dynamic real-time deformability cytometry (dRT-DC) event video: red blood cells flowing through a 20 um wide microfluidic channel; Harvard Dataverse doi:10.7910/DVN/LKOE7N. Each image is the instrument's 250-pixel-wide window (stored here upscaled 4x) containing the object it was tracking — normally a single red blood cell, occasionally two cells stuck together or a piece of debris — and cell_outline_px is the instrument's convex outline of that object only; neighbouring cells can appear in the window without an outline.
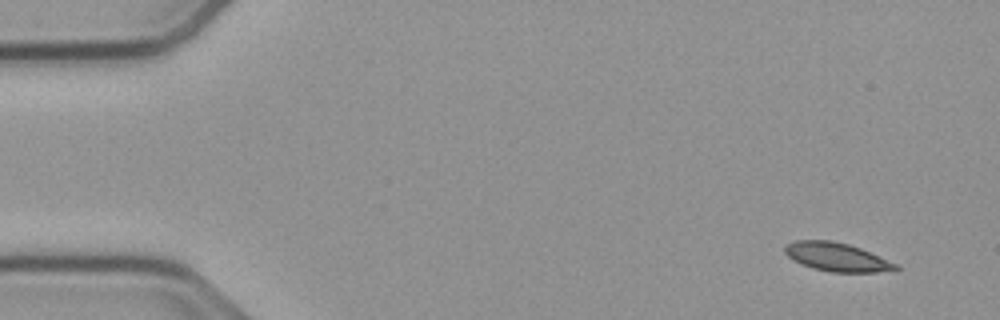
{"species": "common noctule bat (a hibernating species)", "species_latin": "Nyctalus noctula", "temperature_condition": "cold", "stored_images_in_passage": 54, "camera_frame_rate_fps": 3000, "um_per_image_px": 0.085, "animal": {"sex": "male", "body_mass_g": 23.1, "forearm_length_mm": 52.7}, "frame": {"image": 1, "passage_image": 3, "time_ms": 0.667, "image_size_px": [1000, 320], "cell_outline_px": [[900, 268], [896, 272], [832, 272], [812, 268], [800, 264], [792, 260], [784, 252], [784, 248], [788, 244], [796, 240], [832, 240], [848, 244], [860, 248], [896, 264]], "centroid_in_image_um": [71.13, 21.86], "position_along_channel_um": 13.9, "area_um2": 18.5}}
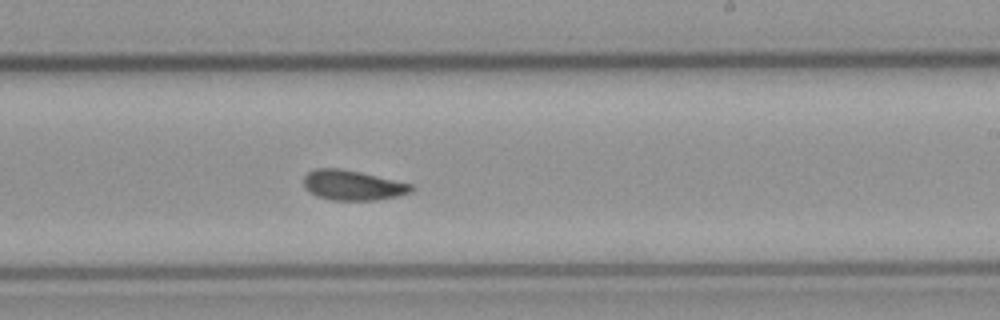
{"frame": {"image": 2, "passage_image": 32, "time_ms": 10.333, "image_size_px": [1000, 320], "cell_outline_px": [[416, 188], [412, 192], [396, 196], [376, 200], [332, 200], [316, 196], [308, 192], [304, 188], [304, 176], [308, 172], [316, 168], [340, 168], [360, 172], [412, 184]], "centroid_in_image_um": [29.96, 15.75], "position_along_channel_um": 259.0, "area_um2": 18.9}}
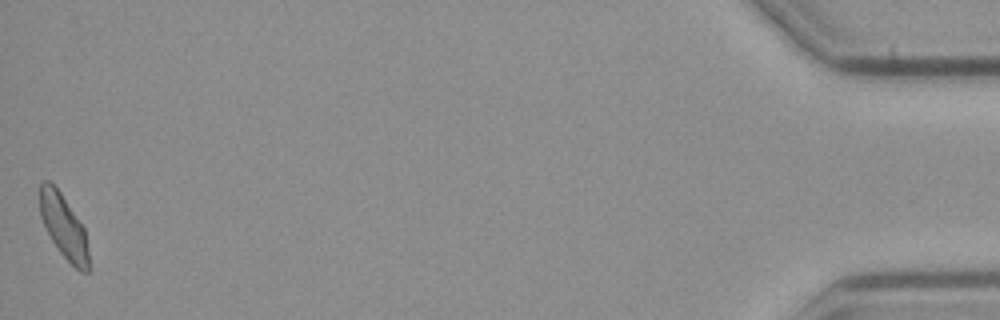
{"frame": {"image": 3, "passage_image": 54, "time_ms": 17.667, "image_size_px": [1000, 320], "cell_outline_px": [[88, 272], [80, 272], [60, 252], [52, 240], [40, 216], [40, 184], [44, 180], [48, 180], [60, 192], [84, 228], [88, 252]], "centroid_in_image_um": [5.4, 19.25], "position_along_channel_um": 429.8, "area_um2": 17.63}, "authors_computed_cell_mechanics": {"area_um2": 18.6694, "velocity_mm_per_s": 3.7343, "shape_relaxation_time_tau1_ms": 3.3092, "shape_relaxation_time_tau2_ms": 3.2242, "deformation_change_tau1": 0.115, "deformation_change_tau2": 0.0799}}